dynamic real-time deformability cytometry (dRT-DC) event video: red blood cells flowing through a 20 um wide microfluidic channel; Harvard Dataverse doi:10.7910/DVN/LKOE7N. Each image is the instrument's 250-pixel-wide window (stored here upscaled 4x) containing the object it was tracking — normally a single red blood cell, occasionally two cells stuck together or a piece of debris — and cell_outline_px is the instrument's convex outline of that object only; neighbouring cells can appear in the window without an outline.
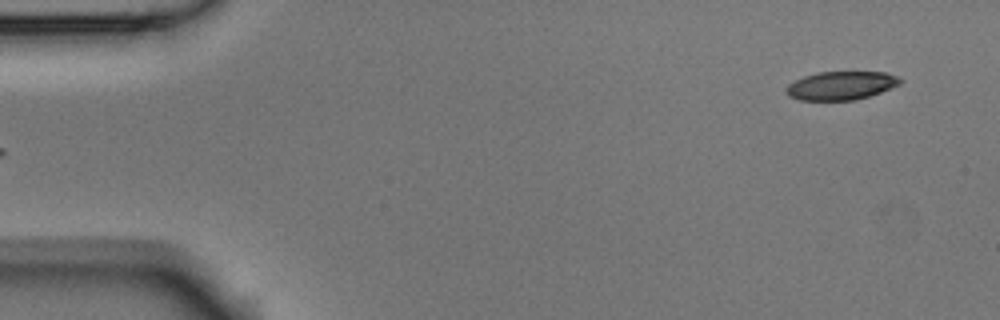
{"species": "Egyptian fruit bat (a non-hibernating species)", "species_latin": "Rousettus aegyptiacus", "temperature_condition": "room temperature", "stored_images_in_passage": 5, "camera_frame_rate_fps": 3000, "um_per_image_px": 0.085, "animal": {"sex": "male"}, "frame": {"image": 1, "passage_image": 5, "time_ms": 1.333, "image_size_px": [1000, 320], "cell_outline_px": [[904, 80], [900, 84], [880, 92], [856, 100], [800, 100], [788, 96], [784, 92], [784, 88], [788, 84], [804, 76], [816, 72], [888, 72]], "centroid_in_image_um": [71.46, 7.27], "position_along_channel_um": 13.5, "area_um2": 19.02}}